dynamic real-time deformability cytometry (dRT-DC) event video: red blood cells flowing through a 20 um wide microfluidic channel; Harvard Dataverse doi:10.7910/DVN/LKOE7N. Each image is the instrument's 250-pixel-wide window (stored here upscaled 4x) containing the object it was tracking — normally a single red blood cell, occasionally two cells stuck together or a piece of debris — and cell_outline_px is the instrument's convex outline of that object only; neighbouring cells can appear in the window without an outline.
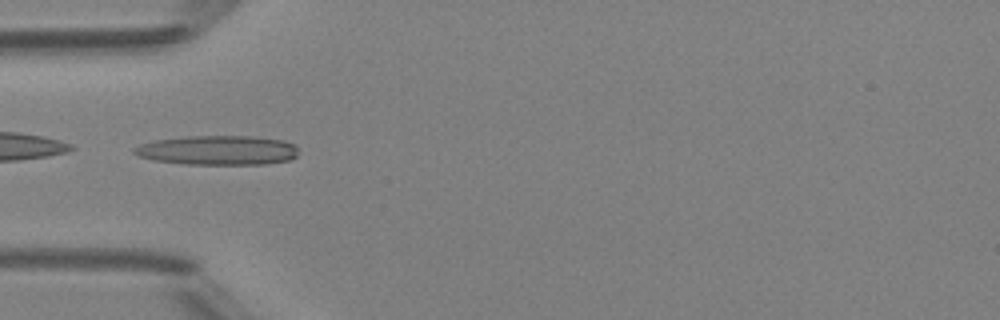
{"species": "Egyptian fruit bat (a non-hibernating species)", "species_latin": "Rousettus aegyptiacus", "temperature_condition": "room temperature", "stored_images_in_passage": 34, "camera_frame_rate_fps": 3000, "um_per_image_px": 0.085, "animal": {"sex": "female"}, "frame": {"image": 1, "passage_image": 1, "time_ms": 0.0, "image_size_px": [1000, 320], "cell_outline_px": [[296, 156], [288, 160], [264, 164], [184, 164], [156, 160], [140, 156], [132, 152], [132, 148], [140, 144], [156, 140], [184, 136], [252, 136], [284, 140], [296, 144]], "centroid_in_image_um": [18.51, 12.76], "position_along_channel_um": 66.5, "area_um2": 28.15}}
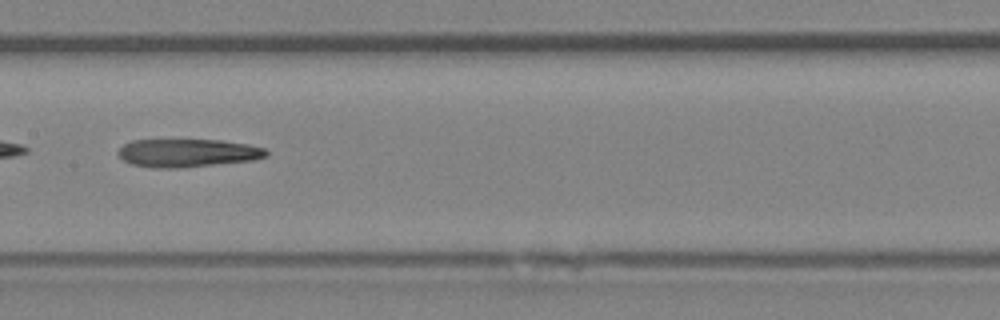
{"frame": {"image": 2, "passage_image": 10, "time_ms": 3.0, "image_size_px": [1000, 320], "cell_outline_px": [[268, 156], [256, 160], [180, 168], [152, 168], [132, 164], [124, 160], [116, 152], [124, 144], [132, 140], [220, 140], [248, 144], [264, 148], [268, 152]], "centroid_in_image_um": [15.96, 13.01], "position_along_channel_um": 191.4, "area_um2": 24.39}}